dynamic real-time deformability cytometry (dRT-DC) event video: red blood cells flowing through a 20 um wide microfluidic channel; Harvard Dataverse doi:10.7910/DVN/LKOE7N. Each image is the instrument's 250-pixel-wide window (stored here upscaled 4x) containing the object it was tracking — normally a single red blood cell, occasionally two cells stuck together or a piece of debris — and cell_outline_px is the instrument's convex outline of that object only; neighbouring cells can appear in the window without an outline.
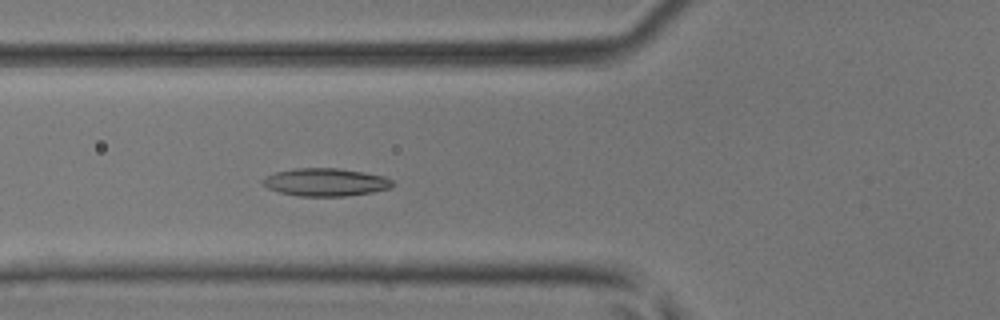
{"species": "common noctule bat (a hibernating species)", "species_latin": "Nyctalus noctula", "temperature_condition": "room temperature", "stored_images_in_passage": 35, "camera_frame_rate_fps": 3000, "um_per_image_px": 0.085, "animal": {"sex": "male", "body_mass_g": 17.9, "forearm_length_mm": 54.2}, "frame": {"image": 1, "passage_image": 6, "time_ms": 1.667, "image_size_px": [1000, 320], "cell_outline_px": [[392, 188], [372, 192], [344, 196], [300, 196], [280, 192], [268, 188], [260, 184], [260, 180], [264, 176], [276, 172], [292, 168], [340, 168], [364, 172], [384, 176], [392, 180]], "centroid_in_image_um": [27.63, 15.47], "position_along_channel_um": 98.2, "area_um2": 21.21}}
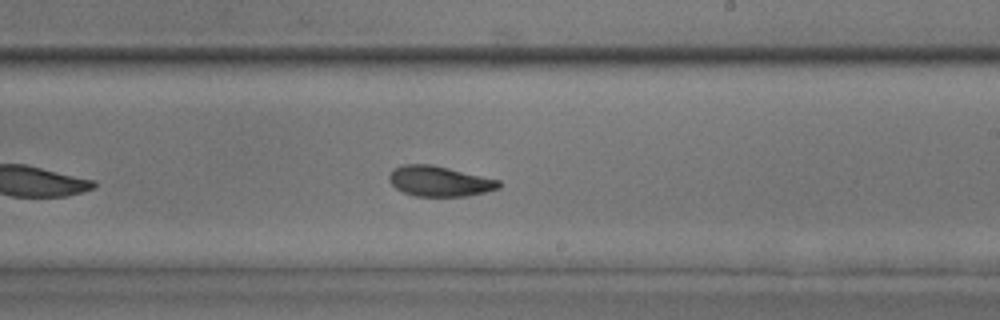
{"frame": {"image": 2, "passage_image": 17, "time_ms": 5.333, "image_size_px": [1000, 320], "cell_outline_px": [[500, 188], [488, 192], [468, 196], [416, 196], [404, 192], [396, 188], [388, 180], [388, 176], [392, 168], [404, 164], [432, 164], [500, 180]], "centroid_in_image_um": [37.35, 15.4], "position_along_channel_um": 251.6, "area_um2": 19.54}}
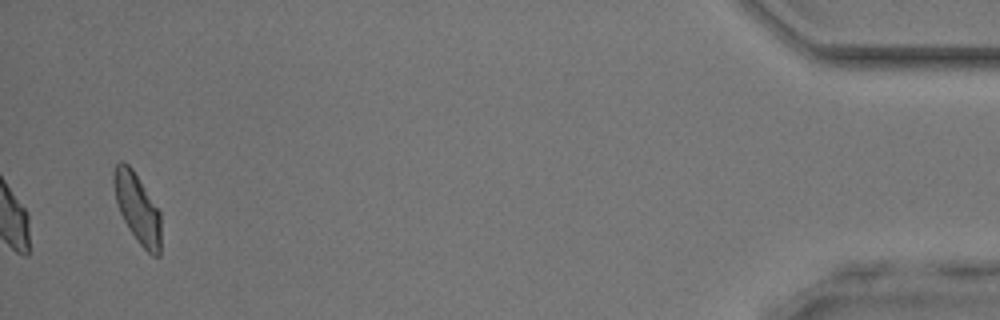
{"frame": {"image": 3, "passage_image": 35, "time_ms": 11.333, "image_size_px": [1000, 320], "cell_outline_px": [[160, 256], [152, 256], [140, 244], [128, 228], [120, 212], [116, 200], [112, 184], [112, 176], [116, 164], [120, 160], [124, 160], [132, 168], [160, 212]], "centroid_in_image_um": [11.65, 17.67], "position_along_channel_um": 423.5, "area_um2": 19.02}, "authors_computed_cell_mechanics": {"area_um2": 19.4208, "velocity_mm_per_s": 4.202, "shape_relaxation_time_tau1_ms": 4.6145, "shape_relaxation_time_tau2_ms": 2.6088, "deformation_change_tau1": 0.1131, "deformation_change_tau2": 0.0773}}